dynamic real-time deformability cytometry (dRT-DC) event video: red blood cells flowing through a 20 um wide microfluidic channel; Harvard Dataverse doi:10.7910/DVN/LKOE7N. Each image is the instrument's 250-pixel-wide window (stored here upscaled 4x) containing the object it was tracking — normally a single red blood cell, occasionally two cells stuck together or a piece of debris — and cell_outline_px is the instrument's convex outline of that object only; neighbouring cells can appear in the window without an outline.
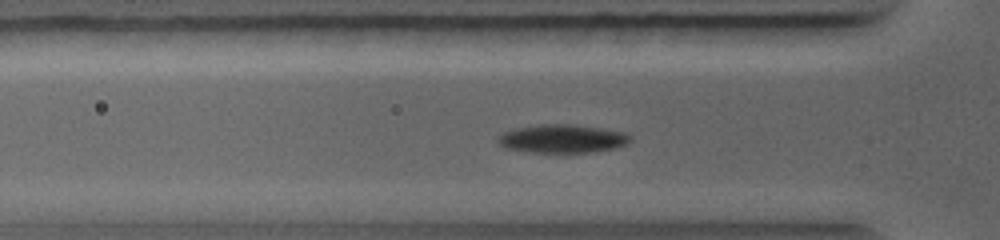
{"species": "common noctule bat (a hibernating species)", "species_latin": "Nyctalus noctula", "temperature_condition": "warm", "stored_images_in_passage": 30, "camera_frame_rate_fps": 5000, "um_per_image_px": 0.085, "animal": {"sex": "female", "body_mass_g": 19.0, "forearm_length_mm": 56.7}, "frame": {"image": 1, "passage_image": 9, "time_ms": 2.8, "image_size_px": [1000, 240], "cell_outline_px": [[632, 140], [628, 144], [616, 148], [596, 152], [564, 156], [532, 152], [508, 148], [500, 144], [496, 140], [504, 132], [512, 128], [536, 124], [572, 124], [600, 128], [624, 132], [632, 136]], "centroid_in_image_um": [47.84, 11.83], "position_along_channel_um": 78.0, "area_um2": 22.95}}
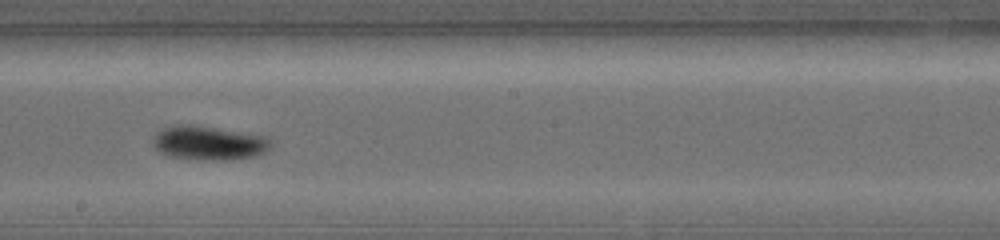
{"frame": {"image": 2, "passage_image": 18, "time_ms": 5.8, "image_size_px": [1000, 240], "cell_outline_px": [[272, 144], [260, 156], [232, 160], [204, 160], [172, 156], [160, 152], [152, 144], [152, 140], [156, 132], [164, 128], [184, 124], [192, 124], [260, 136], [272, 140]], "centroid_in_image_um": [17.74, 12.17], "position_along_channel_um": 230.5, "area_um2": 23.12}}
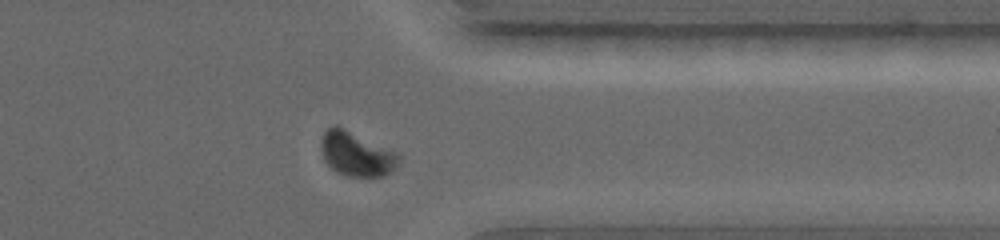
{"frame": {"image": 3, "passage_image": 27, "time_ms": 8.8, "image_size_px": [1000, 240], "cell_outline_px": [[400, 160], [396, 168], [384, 176], [344, 176], [336, 172], [324, 160], [320, 148], [320, 144], [324, 132], [328, 128], [336, 124], [396, 152], [400, 156]], "centroid_in_image_um": [30.28, 13.09], "position_along_channel_um": 381.1, "area_um2": 20.11}}